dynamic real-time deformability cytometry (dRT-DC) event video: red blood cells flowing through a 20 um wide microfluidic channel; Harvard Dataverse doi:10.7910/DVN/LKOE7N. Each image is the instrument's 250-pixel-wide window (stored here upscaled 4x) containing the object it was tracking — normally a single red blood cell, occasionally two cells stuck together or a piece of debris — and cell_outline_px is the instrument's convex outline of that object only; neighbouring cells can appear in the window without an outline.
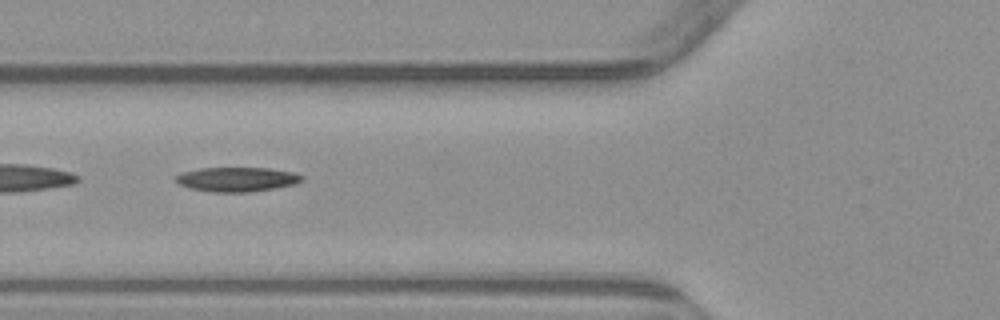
{"species": "common noctule bat (a hibernating species)", "species_latin": "Nyctalus noctula", "temperature_condition": "warm", "stored_images_in_passage": 7, "camera_frame_rate_fps": 3000, "um_per_image_px": 0.085, "animal": {"sex": "male", "body_mass_g": 23.1, "forearm_length_mm": 52.7}, "frame": {"image": 1, "passage_image": 4, "time_ms": 3.667, "image_size_px": [1000, 320], "cell_outline_px": [[304, 180], [296, 184], [248, 192], [212, 192], [192, 188], [180, 184], [172, 180], [172, 176], [180, 172], [200, 168], [272, 168], [296, 172], [304, 176]], "centroid_in_image_um": [20.13, 15.23], "position_along_channel_um": 105.7, "area_um2": 18.21}}
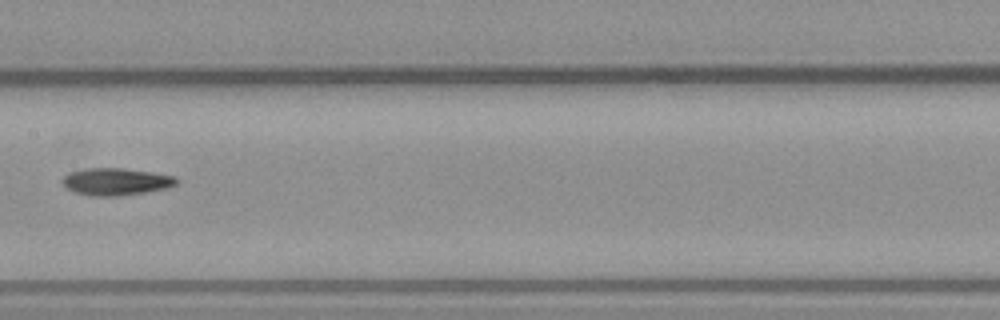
{"frame": {"image": 2, "passage_image": 6, "time_ms": 6.0, "image_size_px": [1000, 320], "cell_outline_px": [[180, 180], [176, 184], [168, 188], [120, 196], [92, 196], [76, 192], [68, 188], [60, 180], [64, 176], [72, 172], [84, 168], [120, 168], [152, 172], [172, 176]], "centroid_in_image_um": [9.87, 15.44], "position_along_channel_um": 197.5, "area_um2": 17.92}}
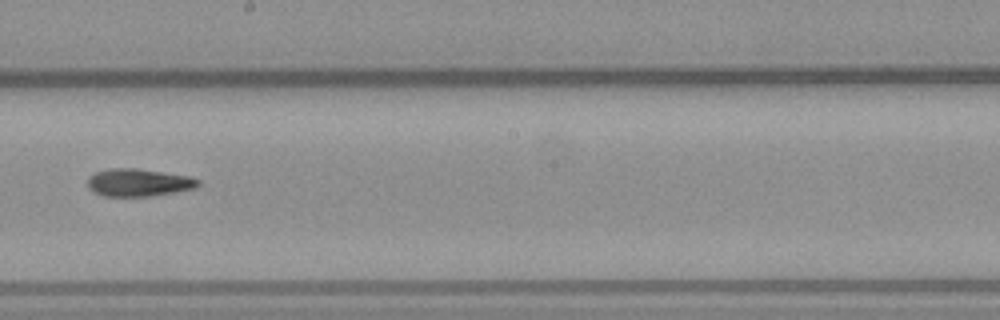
{"frame": {"image": 3, "passage_image": 7, "time_ms": 7.0, "image_size_px": [1000, 320], "cell_outline_px": [[200, 184], [196, 188], [148, 196], [104, 196], [88, 188], [88, 176], [96, 172], [112, 168], [136, 168], [188, 176], [200, 180]], "centroid_in_image_um": [11.77, 15.51], "position_along_channel_um": 236.4, "area_um2": 17.57}}